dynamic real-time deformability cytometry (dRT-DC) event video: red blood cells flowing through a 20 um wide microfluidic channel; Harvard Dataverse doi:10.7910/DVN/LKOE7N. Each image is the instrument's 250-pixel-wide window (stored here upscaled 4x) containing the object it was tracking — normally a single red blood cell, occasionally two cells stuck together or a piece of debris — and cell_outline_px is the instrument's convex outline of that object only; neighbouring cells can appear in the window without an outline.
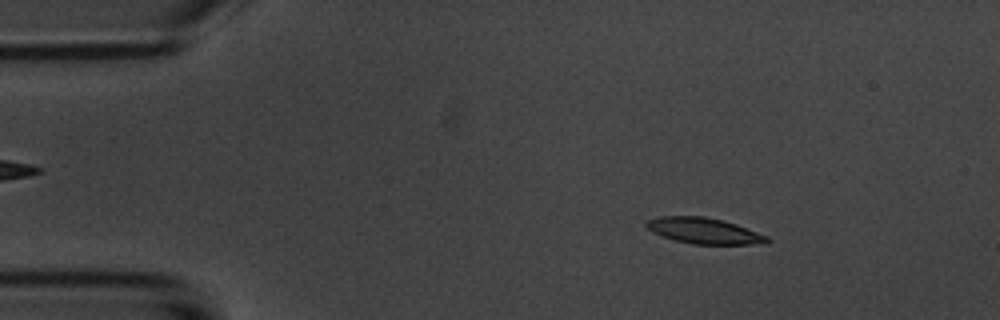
{"species": "common noctule bat (a hibernating species)", "species_latin": "Nyctalus noctula", "temperature_condition": "room temperature", "stored_images_in_passage": 5, "camera_frame_rate_fps": 3000, "um_per_image_px": 0.085, "animal": {"sex": "male", "body_mass_g": 20.1, "forearm_length_mm": 53.5}, "frame": {"image": 1, "passage_image": 3, "time_ms": 2.333, "image_size_px": [1000, 320], "cell_outline_px": [[772, 240], [764, 244], [692, 244], [660, 236], [652, 232], [644, 224], [648, 220], [660, 216], [704, 216], [724, 220], [736, 224], [768, 236]], "centroid_in_image_um": [59.86, 19.62], "position_along_channel_um": 25.1, "area_um2": 18.32}}